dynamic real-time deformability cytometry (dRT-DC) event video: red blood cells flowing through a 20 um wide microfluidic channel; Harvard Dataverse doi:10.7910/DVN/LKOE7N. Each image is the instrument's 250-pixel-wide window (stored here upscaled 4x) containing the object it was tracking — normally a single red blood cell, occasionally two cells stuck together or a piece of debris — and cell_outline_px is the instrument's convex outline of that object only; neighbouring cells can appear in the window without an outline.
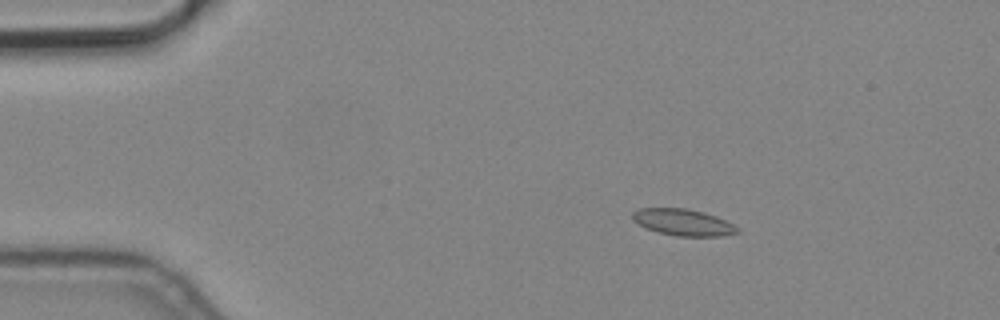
{"species": "common noctule bat (a hibernating species)", "species_latin": "Nyctalus noctula", "temperature_condition": "cold", "stored_images_in_passage": 5, "camera_frame_rate_fps": 3000, "um_per_image_px": 0.085, "animal": {"sex": "male", "body_mass_g": 19.2, "forearm_length_mm": 51.8}, "frame": {"image": 1, "passage_image": 3, "time_ms": 0.667, "image_size_px": [1000, 320], "cell_outline_px": [[740, 232], [724, 236], [676, 236], [656, 232], [644, 228], [636, 224], [632, 220], [632, 212], [636, 208], [688, 208], [704, 212], [716, 216], [740, 228]], "centroid_in_image_um": [58.02, 18.9], "position_along_channel_um": 27.0, "area_um2": 16.59}}